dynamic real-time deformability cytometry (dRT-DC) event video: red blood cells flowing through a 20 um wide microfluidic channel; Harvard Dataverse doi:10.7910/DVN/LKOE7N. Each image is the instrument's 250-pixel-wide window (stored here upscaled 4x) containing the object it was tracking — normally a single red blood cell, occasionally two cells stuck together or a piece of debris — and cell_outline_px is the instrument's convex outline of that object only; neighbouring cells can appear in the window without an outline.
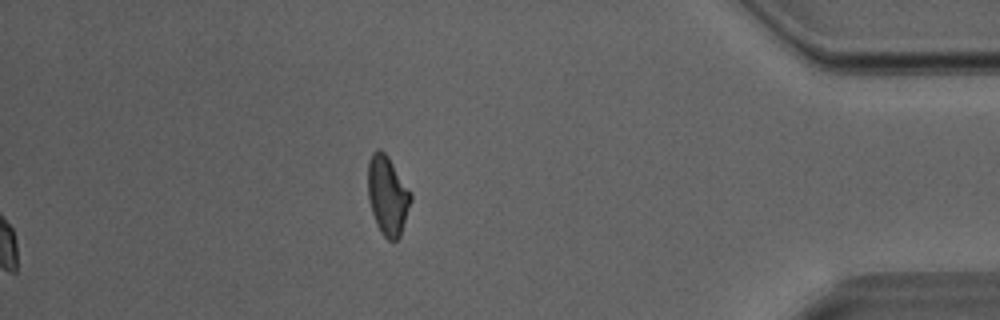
{"species": "Egyptian fruit bat (a non-hibernating species)", "species_latin": "Rousettus aegyptiacus", "temperature_condition": "room temperature", "stored_images_in_passage": 36, "camera_frame_rate_fps": 3000, "um_per_image_px": 0.085, "animal": {"sex": "male"}, "frame": {"image": 1, "passage_image": 36, "time_ms": 11.667, "image_size_px": [1000, 320], "cell_outline_px": [[412, 200], [400, 236], [396, 240], [388, 240], [380, 232], [376, 224], [368, 200], [368, 160], [372, 152], [376, 148], [380, 148], [388, 156], [412, 192]], "centroid_in_image_um": [32.94, 16.59], "position_along_channel_um": 402.3, "area_um2": 20.06}}